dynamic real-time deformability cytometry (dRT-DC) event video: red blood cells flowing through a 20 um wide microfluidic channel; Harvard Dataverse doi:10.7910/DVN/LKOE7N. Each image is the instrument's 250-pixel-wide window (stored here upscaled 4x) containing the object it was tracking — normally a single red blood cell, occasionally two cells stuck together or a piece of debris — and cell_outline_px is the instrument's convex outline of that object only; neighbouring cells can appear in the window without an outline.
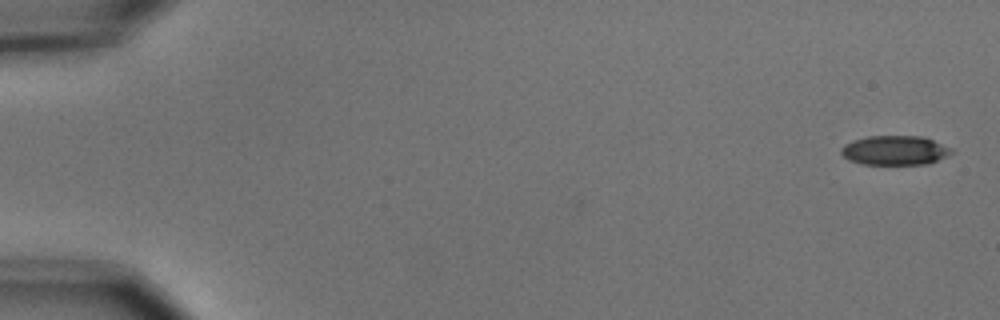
{"species": "common noctule bat (a hibernating species)", "species_latin": "Nyctalus noctula", "temperature_condition": "cold", "stored_images_in_passage": 7, "camera_frame_rate_fps": 3000, "um_per_image_px": 0.085, "animal": {"sex": "male", "body_mass_g": 15.6}, "frame": {"image": 1, "passage_image": 1, "time_ms": 0.0, "image_size_px": [1000, 320], "cell_outline_px": [[952, 152], [948, 156], [928, 164], [864, 164], [848, 160], [840, 152], [840, 148], [844, 144], [852, 140], [868, 136], [924, 136], [952, 148]], "centroid_in_image_um": [76.06, 12.77], "position_along_channel_um": 8.9, "area_um2": 19.02}}
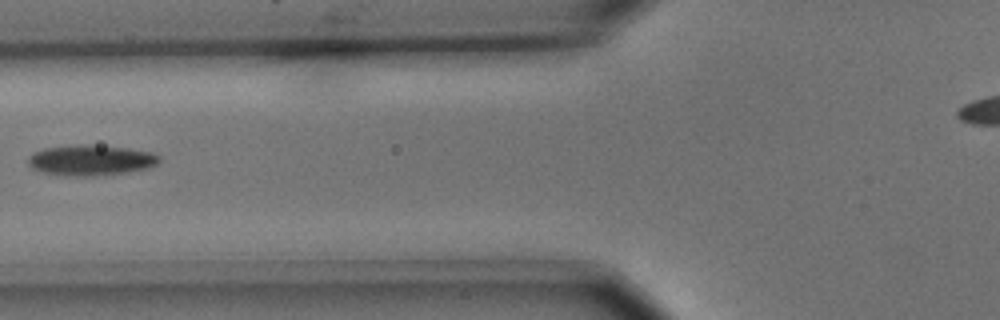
{"frame": {"image": 2, "passage_image": 7, "time_ms": 2.0, "image_size_px": [1000, 320], "cell_outline_px": [[160, 160], [156, 164], [148, 168], [128, 172], [92, 176], [68, 176], [40, 172], [32, 168], [28, 164], [28, 156], [32, 152], [44, 148], [76, 144], [92, 144], [128, 148], [152, 152], [160, 156]], "centroid_in_image_um": [7.69, 13.61], "position_along_channel_um": 118.1, "area_um2": 23.7}}